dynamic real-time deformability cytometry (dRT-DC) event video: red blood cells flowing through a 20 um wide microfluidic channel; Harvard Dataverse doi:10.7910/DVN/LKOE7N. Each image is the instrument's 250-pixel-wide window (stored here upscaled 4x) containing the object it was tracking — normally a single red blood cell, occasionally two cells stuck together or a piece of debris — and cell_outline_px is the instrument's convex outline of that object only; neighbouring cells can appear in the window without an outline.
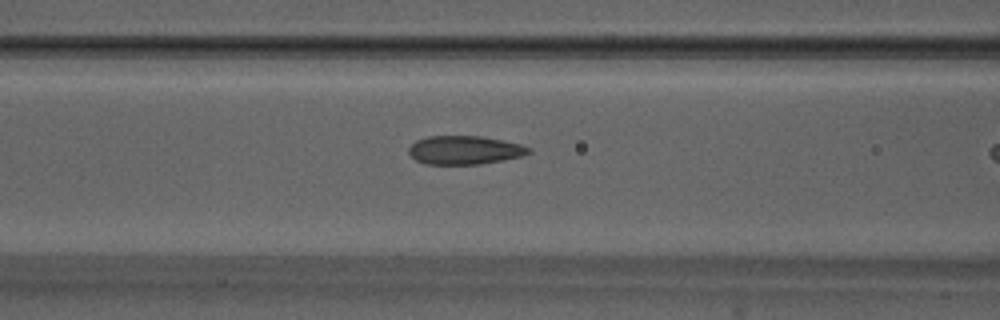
{"species": "Egyptian fruit bat (a non-hibernating species)", "species_latin": "Rousettus aegyptiacus", "temperature_condition": "warm", "stored_images_in_passage": 7, "camera_frame_rate_fps": 3000, "um_per_image_px": 0.085, "animal": {"sex": "male"}, "frame": {"image": 1, "passage_image": 6, "time_ms": 1.667, "image_size_px": [1000, 320], "cell_outline_px": [[532, 152], [520, 156], [480, 164], [424, 164], [416, 160], [408, 152], [408, 148], [416, 140], [428, 136], [480, 136], [520, 144], [532, 148]], "centroid_in_image_um": [39.46, 12.75], "position_along_channel_um": 127.1, "area_um2": 19.83}}